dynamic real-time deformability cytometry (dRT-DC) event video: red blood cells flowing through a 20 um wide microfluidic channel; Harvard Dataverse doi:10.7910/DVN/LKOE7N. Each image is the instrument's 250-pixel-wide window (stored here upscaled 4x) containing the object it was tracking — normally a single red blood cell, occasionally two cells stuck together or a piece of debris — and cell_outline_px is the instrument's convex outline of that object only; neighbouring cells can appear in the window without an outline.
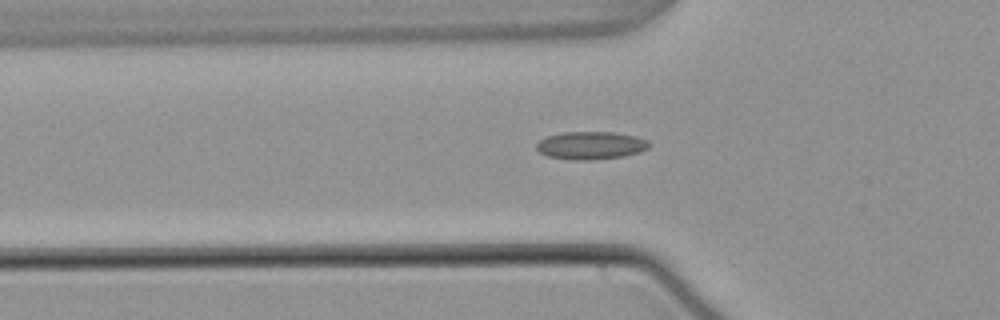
{"species": "common noctule bat (a hibernating species)", "species_latin": "Nyctalus noctula", "temperature_condition": "warm", "stored_images_in_passage": 40, "segment_of_instrument_passage": [1, 2], "camera_frame_rate_fps": 3000, "um_per_image_px": 0.085, "animal": {"sex": "male", "body_mass_g": 21.5, "forearm_length_mm": 52.0}, "frame": {"image": 1, "passage_image": 10, "time_ms": 3.0, "image_size_px": [1000, 320], "cell_outline_px": [[648, 148], [640, 152], [624, 156], [592, 160], [568, 160], [548, 156], [540, 152], [536, 148], [536, 144], [540, 140], [548, 136], [564, 132], [616, 132], [636, 136], [648, 140]], "centroid_in_image_um": [50.22, 12.36], "position_along_channel_um": 75.6, "area_um2": 18.32}}
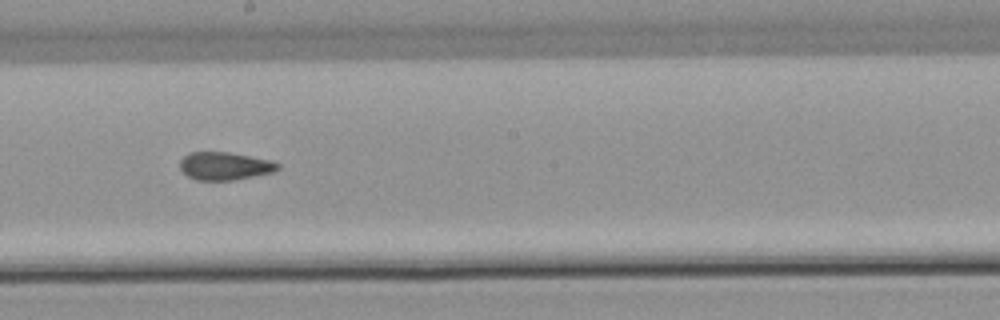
{"frame": {"image": 2, "passage_image": 22, "time_ms": 7.0, "image_size_px": [1000, 320], "cell_outline_px": [[280, 168], [272, 172], [232, 180], [196, 180], [188, 176], [180, 168], [180, 160], [184, 156], [192, 152], [228, 152], [268, 160], [280, 164]], "centroid_in_image_um": [19.07, 14.11], "position_along_channel_um": 229.1, "area_um2": 15.61}}
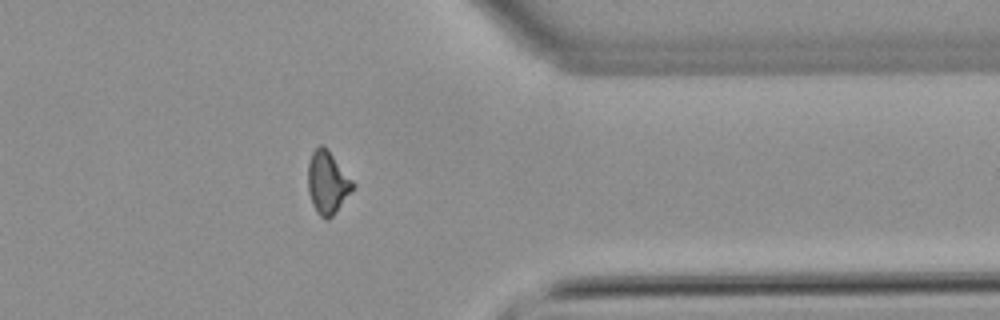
{"frame": {"image": 3, "passage_image": 35, "time_ms": 11.333, "image_size_px": [1000, 320], "cell_outline_px": [[356, 184], [332, 216], [328, 220], [324, 220], [316, 212], [312, 204], [308, 192], [308, 164], [312, 152], [320, 144], [324, 144], [328, 148]], "centroid_in_image_um": [27.82, 15.49], "position_along_channel_um": 383.6, "area_um2": 16.47}}